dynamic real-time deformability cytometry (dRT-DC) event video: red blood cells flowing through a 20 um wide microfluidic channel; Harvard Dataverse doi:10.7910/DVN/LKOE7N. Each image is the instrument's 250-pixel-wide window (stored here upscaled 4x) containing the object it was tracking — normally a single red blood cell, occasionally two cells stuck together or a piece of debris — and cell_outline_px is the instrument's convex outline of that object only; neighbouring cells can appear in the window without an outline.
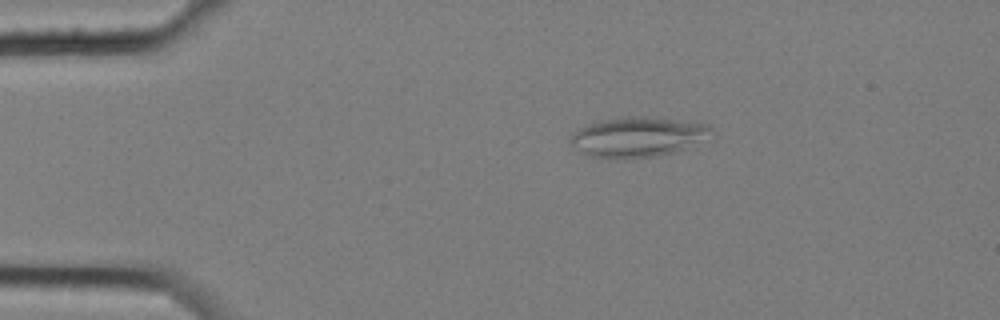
{"species": "common noctule bat (a hibernating species)", "species_latin": "Nyctalus noctula", "temperature_condition": "cold", "stored_images_in_passage": 5, "camera_frame_rate_fps": 3000, "um_per_image_px": 0.085, "animal": {"sex": "female", "body_mass_g": 25.1}, "frame": {"image": 1, "passage_image": 4, "time_ms": 1.0, "image_size_px": [1000, 320], "cell_outline_px": [[716, 136], [684, 148], [672, 152], [656, 156], [592, 156], [576, 148], [568, 140], [580, 128], [588, 124], [600, 120], [628, 116], [696, 120], [708, 124], [716, 132]], "centroid_in_image_um": [54.37, 11.58], "position_along_channel_um": 30.6, "area_um2": 32.37}}